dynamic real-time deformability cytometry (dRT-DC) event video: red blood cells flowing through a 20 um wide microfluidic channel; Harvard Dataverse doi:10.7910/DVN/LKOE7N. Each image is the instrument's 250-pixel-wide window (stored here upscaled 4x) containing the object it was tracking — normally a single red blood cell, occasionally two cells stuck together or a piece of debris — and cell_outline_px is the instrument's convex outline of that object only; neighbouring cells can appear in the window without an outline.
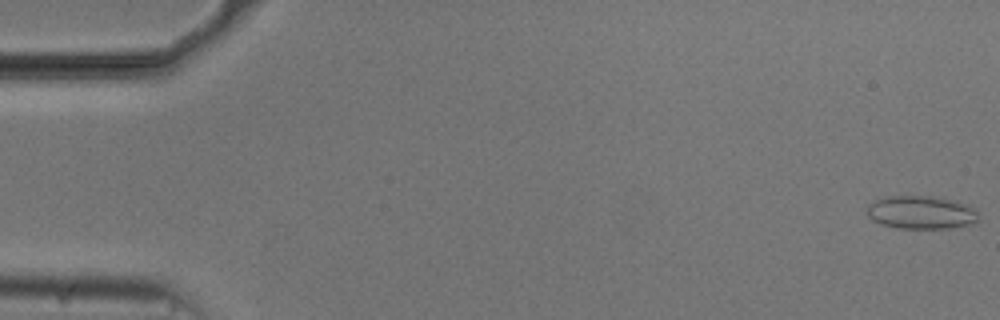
{"species": "common noctule bat (a hibernating species)", "species_latin": "Nyctalus noctula", "temperature_condition": "cold", "stored_images_in_passage": 54, "camera_frame_rate_fps": 3000, "um_per_image_px": 0.085, "animal": {"sex": "male", "body_mass_g": 20.5, "forearm_length_mm": 52.5}, "frame": {"image": 1, "passage_image": 1, "time_ms": 0.0, "image_size_px": [1000, 320], "cell_outline_px": [[976, 224], [948, 228], [896, 228], [880, 224], [872, 220], [868, 216], [868, 204], [872, 200], [888, 196], [944, 196], [968, 204], [976, 208]], "centroid_in_image_um": [78.31, 18.04], "position_along_channel_um": 6.7, "area_um2": 22.02}}
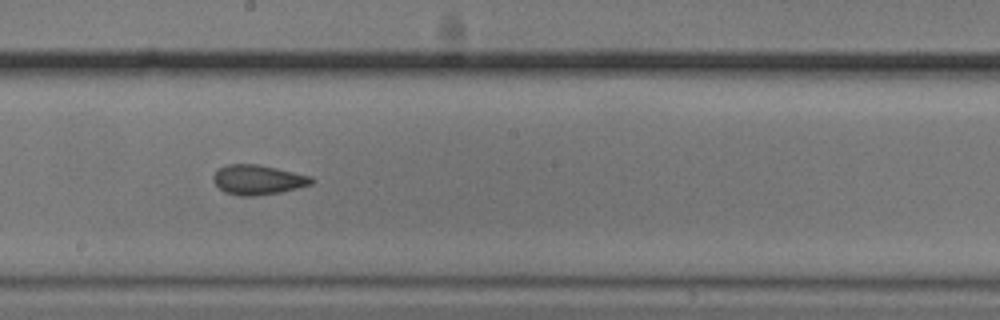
{"frame": {"image": 2, "passage_image": 30, "time_ms": 9.667, "image_size_px": [1000, 320], "cell_outline_px": [[316, 180], [312, 184], [280, 192], [252, 196], [240, 196], [224, 192], [212, 180], [212, 176], [220, 168], [228, 164], [256, 164], [276, 168], [312, 176]], "centroid_in_image_um": [21.93, 15.28], "position_along_channel_um": 226.3, "area_um2": 16.94}}
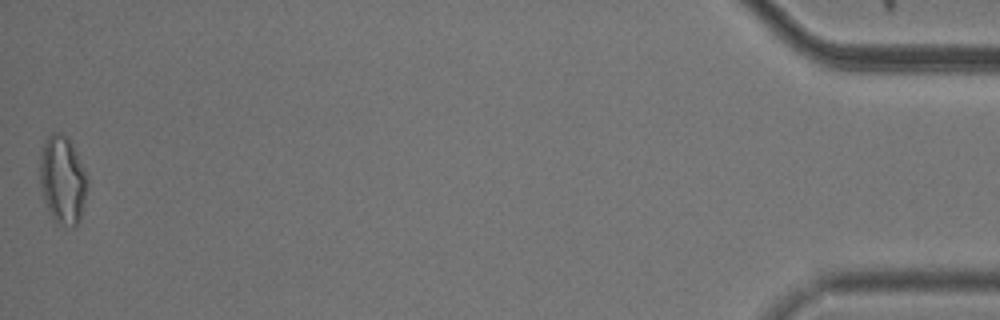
{"frame": {"image": 3, "passage_image": 54, "time_ms": 17.667, "image_size_px": [1000, 320], "cell_outline_px": [[88, 180], [80, 220], [76, 228], [72, 228], [56, 224], [48, 212], [44, 200], [40, 184], [40, 156], [44, 140], [52, 132], [60, 132], [68, 136], [72, 140], [84, 168]], "centroid_in_image_um": [5.32, 15.29], "position_along_channel_um": 429.9, "area_um2": 24.97}, "authors_computed_cell_mechanics": {"area_um2": 18.0336, "velocity_mm_per_s": 3.741, "shape_relaxation_time_tau1_ms": null, "shape_relaxation_time_tau2_ms": 2.0573, "deformation_change_tau1": null, "deformation_change_tau2": 0.079}}